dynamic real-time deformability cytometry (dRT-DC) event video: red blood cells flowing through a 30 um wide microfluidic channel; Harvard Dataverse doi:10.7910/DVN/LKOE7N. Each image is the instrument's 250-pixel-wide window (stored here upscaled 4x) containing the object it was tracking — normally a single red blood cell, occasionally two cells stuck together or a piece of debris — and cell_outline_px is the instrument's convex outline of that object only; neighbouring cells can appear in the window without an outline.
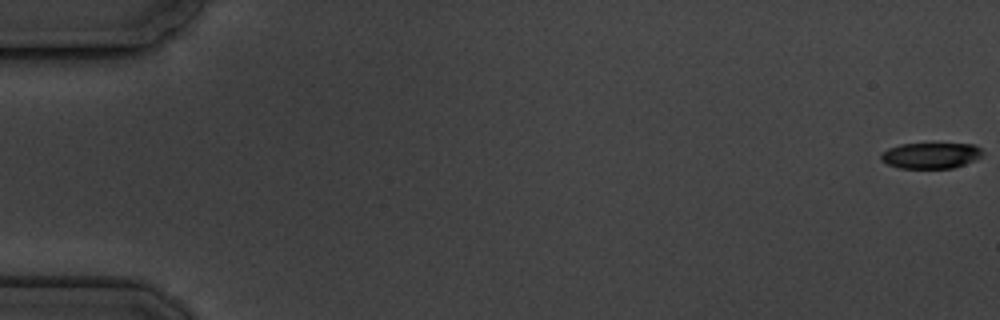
{"species": "common noctule bat (a hibernating species)", "species_latin": "Nyctalus noctula", "temperature_condition": "cold", "stored_images_in_passage": 7, "camera_frame_rate_fps": 3000, "um_per_image_px": 0.085, "animal": {"sex": "male", "body_mass_g": 19.5, "forearm_length_mm": 54.6}, "frame": {"image": 1, "passage_image": 1, "time_ms": 0.0, "image_size_px": [1000, 320], "cell_outline_px": [[984, 152], [976, 160], [952, 168], [900, 168], [888, 164], [880, 160], [880, 152], [888, 148], [900, 144], [972, 144], [980, 148]], "centroid_in_image_um": [79.08, 13.22], "position_along_channel_um": 5.9, "area_um2": 15.32}}